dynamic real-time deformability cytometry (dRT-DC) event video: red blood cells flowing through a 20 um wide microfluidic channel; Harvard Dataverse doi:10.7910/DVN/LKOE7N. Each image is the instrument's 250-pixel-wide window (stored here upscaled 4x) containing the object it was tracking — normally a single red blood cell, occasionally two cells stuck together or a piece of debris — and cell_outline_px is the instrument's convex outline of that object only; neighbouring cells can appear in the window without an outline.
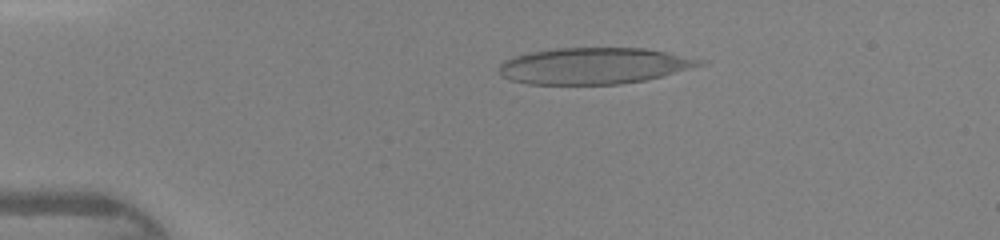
{"species": "human", "species_latin": "Homo sapiens", "temperature_condition": "warm", "stored_images_in_passage": 39, "camera_frame_rate_fps": 3000, "um_per_image_px": 0.085, "donor": {"sex": "female"}, "frame": {"image": 1, "passage_image": 4, "time_ms": 1.0, "image_size_px": [1000, 240], "cell_outline_px": [[708, 64], [644, 80], [620, 84], [528, 84], [508, 80], [500, 76], [500, 64], [504, 60], [516, 56], [532, 52], [556, 48], [644, 48], [708, 60]], "centroid_in_image_um": [50.51, 5.6], "position_along_channel_um": 34.5, "area_um2": 42.48}}
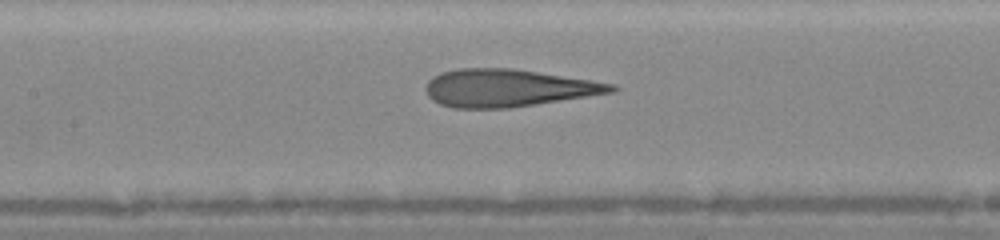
{"frame": {"image": 2, "passage_image": 16, "time_ms": 5.0, "image_size_px": [1000, 240], "cell_outline_px": [[620, 88], [612, 92], [512, 108], [452, 108], [440, 104], [432, 100], [428, 96], [424, 88], [428, 80], [432, 76], [440, 72], [456, 68], [512, 68], [592, 80], [616, 84]], "centroid_in_image_um": [43.14, 7.47], "position_along_channel_um": 164.3, "area_um2": 40.81}}
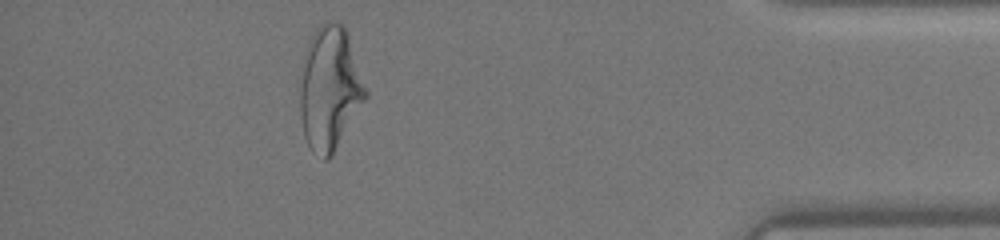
{"frame": {"image": 3, "passage_image": 35, "time_ms": 11.333, "image_size_px": [1000, 240], "cell_outline_px": [[368, 96], [332, 156], [328, 160], [324, 160], [312, 152], [304, 136], [300, 116], [300, 88], [304, 52], [316, 28], [324, 24], [344, 24], [368, 92]], "centroid_in_image_um": [28.03, 7.59], "position_along_channel_um": 407.2, "area_um2": 46.93}}